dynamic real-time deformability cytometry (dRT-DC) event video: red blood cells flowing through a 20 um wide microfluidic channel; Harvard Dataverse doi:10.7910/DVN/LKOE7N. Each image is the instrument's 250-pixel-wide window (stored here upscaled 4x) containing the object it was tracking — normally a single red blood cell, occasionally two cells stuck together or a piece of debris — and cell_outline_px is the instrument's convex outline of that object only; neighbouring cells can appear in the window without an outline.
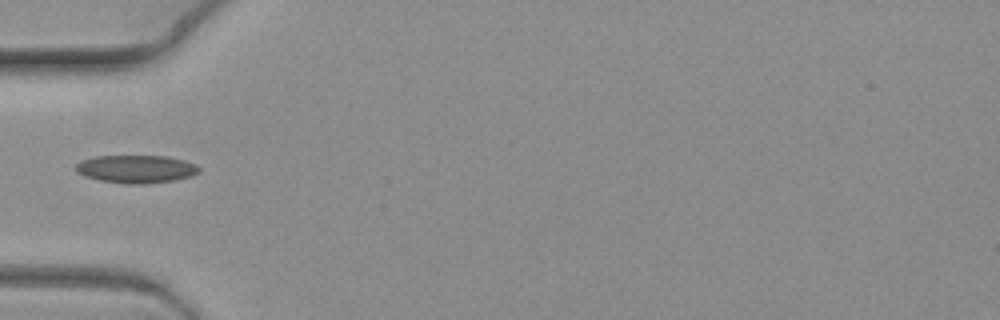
{"species": "common noctule bat (a hibernating species)", "species_latin": "Nyctalus noctula", "temperature_condition": "warm", "stored_images_in_passage": 6, "camera_frame_rate_fps": 3000, "um_per_image_px": 0.085, "animal": {"sex": "female", "body_mass_g": 19.3, "forearm_length_mm": 54.1}, "frame": {"image": 1, "passage_image": 6, "time_ms": 1.667, "image_size_px": [1000, 320], "cell_outline_px": [[200, 172], [176, 180], [144, 184], [128, 184], [100, 180], [84, 176], [76, 172], [72, 168], [80, 160], [96, 156], [168, 156], [184, 160], [196, 164], [200, 168]], "centroid_in_image_um": [11.54, 14.36], "position_along_channel_um": 73.5, "area_um2": 20.23}}